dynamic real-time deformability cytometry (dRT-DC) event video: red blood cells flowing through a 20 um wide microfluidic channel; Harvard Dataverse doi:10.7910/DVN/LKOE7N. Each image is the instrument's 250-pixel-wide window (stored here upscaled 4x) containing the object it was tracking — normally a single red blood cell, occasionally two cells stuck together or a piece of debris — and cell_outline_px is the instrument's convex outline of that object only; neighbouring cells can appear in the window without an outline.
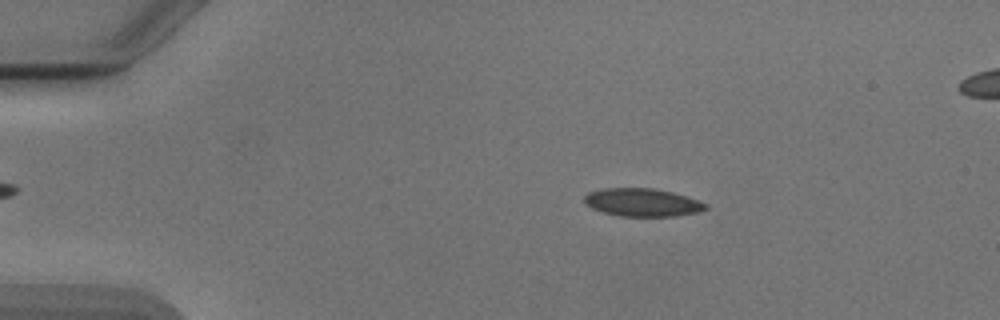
{"species": "Egyptian fruit bat (a non-hibernating species)", "species_latin": "Rousettus aegyptiacus", "temperature_condition": "cold", "stored_images_in_passage": 53, "segment_of_instrument_passage": [1, 2], "camera_frame_rate_fps": 3000, "um_per_image_px": 0.085, "animal": {"sex": "male"}, "frame": {"image": 1, "passage_image": 9, "time_ms": 2.667, "image_size_px": [1000, 320], "cell_outline_px": [[708, 208], [696, 212], [676, 216], [620, 216], [604, 212], [592, 208], [584, 204], [584, 196], [588, 192], [604, 188], [652, 188], [672, 192], [708, 204]], "centroid_in_image_um": [54.56, 17.2], "position_along_channel_um": 30.4, "area_um2": 19.65}}
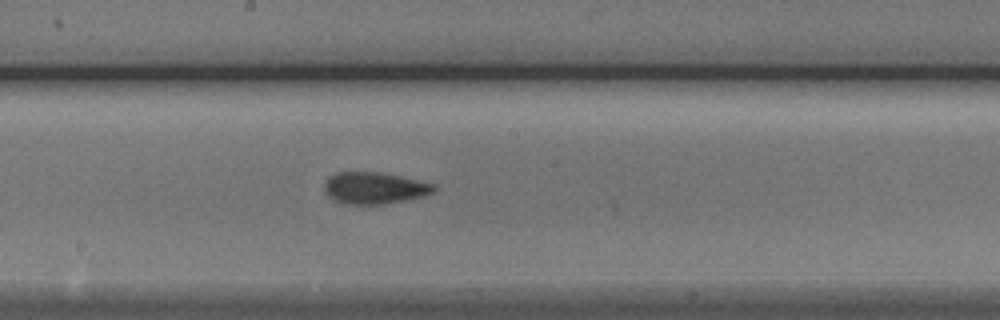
{"frame": {"image": 2, "passage_image": 28, "time_ms": 9.0, "image_size_px": [1000, 320], "cell_outline_px": [[436, 192], [424, 196], [384, 204], [344, 204], [328, 196], [324, 188], [324, 180], [328, 176], [336, 172], [380, 172], [400, 176], [436, 184]], "centroid_in_image_um": [31.83, 15.97], "position_along_channel_um": 216.4, "area_um2": 20.4}}
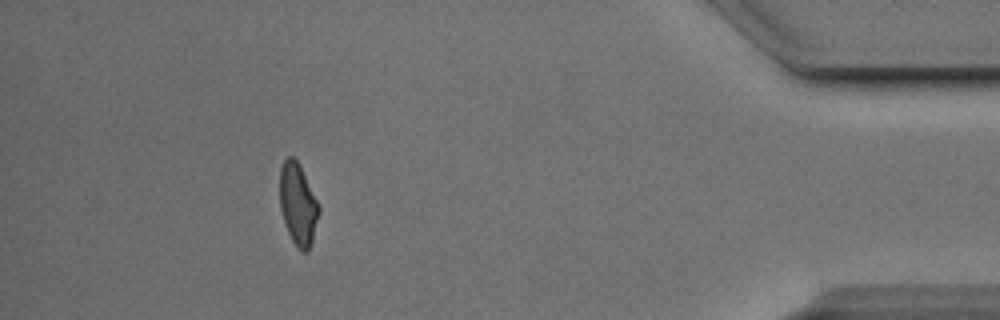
{"frame": {"image": 3, "passage_image": 47, "time_ms": 15.333, "image_size_px": [1000, 320], "cell_outline_px": [[320, 212], [312, 240], [308, 252], [304, 252], [296, 248], [284, 224], [280, 208], [280, 168], [284, 160], [288, 156], [292, 156], [296, 160], [320, 204]], "centroid_in_image_um": [25.33, 17.39], "position_along_channel_um": 409.9, "area_um2": 18.67}}